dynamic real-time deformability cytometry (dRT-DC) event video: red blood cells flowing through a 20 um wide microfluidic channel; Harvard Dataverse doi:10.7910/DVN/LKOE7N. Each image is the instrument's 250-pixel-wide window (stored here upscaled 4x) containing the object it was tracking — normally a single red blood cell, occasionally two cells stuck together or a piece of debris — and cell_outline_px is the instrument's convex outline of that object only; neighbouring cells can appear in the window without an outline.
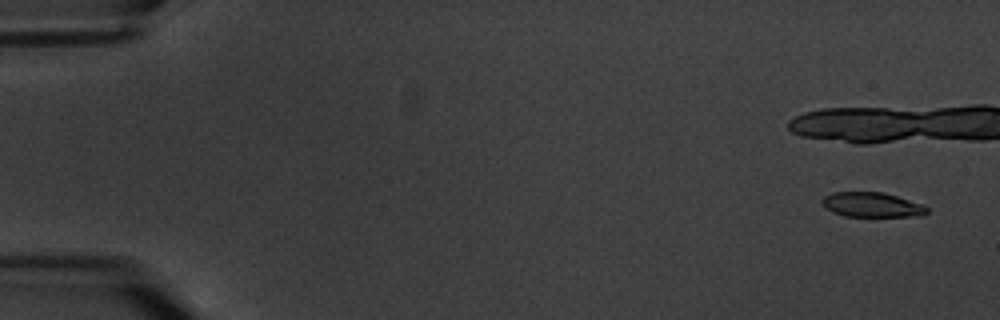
{"species": "common noctule bat (a hibernating species)", "species_latin": "Nyctalus noctula", "temperature_condition": "warm", "stored_images_in_passage": 6, "camera_frame_rate_fps": 3000, "um_per_image_px": 0.085, "animal": {"sex": "male", "body_mass_g": 20.1, "forearm_length_mm": 53.5}, "frame": {"image": 1, "passage_image": 1, "time_ms": 0.0, "image_size_px": [1000, 320], "cell_outline_px": [[928, 212], [924, 216], [844, 216], [832, 212], [824, 208], [824, 196], [832, 192], [880, 192], [896, 196], [924, 204], [928, 208]], "centroid_in_image_um": [74.14, 17.41], "position_along_channel_um": 10.9, "area_um2": 15.09}}